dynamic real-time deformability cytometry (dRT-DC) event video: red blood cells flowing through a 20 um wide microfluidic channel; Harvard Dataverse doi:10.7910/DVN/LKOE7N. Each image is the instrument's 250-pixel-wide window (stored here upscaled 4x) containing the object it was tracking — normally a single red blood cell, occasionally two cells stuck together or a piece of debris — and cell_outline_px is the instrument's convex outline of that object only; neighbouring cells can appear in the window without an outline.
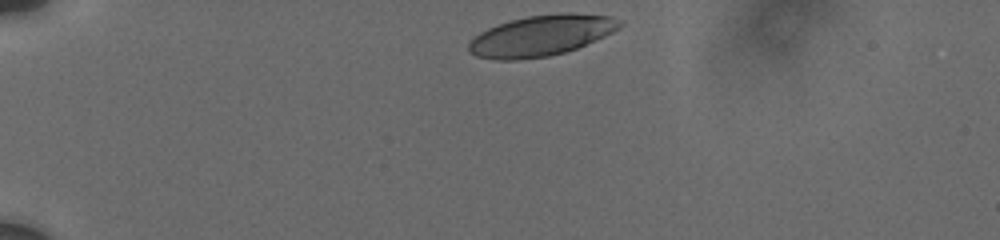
{"species": "human", "species_latin": "Homo sapiens", "temperature_condition": "cold", "stored_images_in_passage": 26, "camera_frame_rate_fps": 3000, "um_per_image_px": 0.085, "donor": {"sex": "male"}, "frame": {"image": 1, "passage_image": 1, "time_ms": 0.0, "image_size_px": [1000, 240], "cell_outline_px": [[624, 24], [620, 28], [596, 40], [576, 48], [564, 52], [548, 56], [520, 60], [496, 60], [476, 56], [468, 52], [468, 44], [480, 32], [496, 24], [528, 16], [564, 12], [572, 12], [612, 16], [620, 20]], "centroid_in_image_um": [46.01, 3.02], "position_along_channel_um": 39.0, "area_um2": 36.01}}
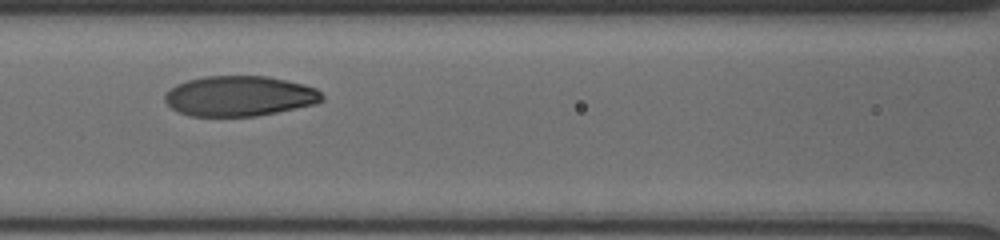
{"frame": {"image": 2, "passage_image": 15, "time_ms": 4.667, "image_size_px": [1000, 240], "cell_outline_px": [[324, 100], [316, 104], [256, 116], [188, 116], [176, 112], [164, 100], [164, 92], [176, 84], [188, 80], [204, 76], [268, 76], [304, 84], [316, 88], [324, 96]], "centroid_in_image_um": [20.34, 8.16], "position_along_channel_um": 146.3, "area_um2": 37.17}}
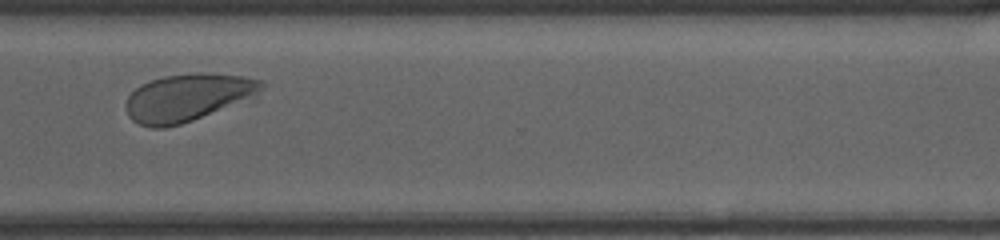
{"frame": {"image": 3, "passage_image": 25, "time_ms": 10.333, "image_size_px": [1000, 240], "cell_outline_px": [[264, 84], [256, 100], [180, 124], [164, 128], [152, 128], [140, 124], [132, 120], [128, 116], [128, 96], [140, 84], [164, 76], [196, 72], [208, 72], [248, 76], [264, 80]], "centroid_in_image_um": [16.11, 8.27], "position_along_channel_um": 354.5, "area_um2": 38.44}, "authors_computed_cell_mechanics": {"area_um2": 37.3388, "velocity_mm_per_s": 3.6934, "shape_relaxation_time_tau1_ms": 3.1818, "shape_relaxation_time_tau2_ms": 1.127, "deformation_change_tau1": 0.1539, "deformation_change_tau2": 0.0473}}